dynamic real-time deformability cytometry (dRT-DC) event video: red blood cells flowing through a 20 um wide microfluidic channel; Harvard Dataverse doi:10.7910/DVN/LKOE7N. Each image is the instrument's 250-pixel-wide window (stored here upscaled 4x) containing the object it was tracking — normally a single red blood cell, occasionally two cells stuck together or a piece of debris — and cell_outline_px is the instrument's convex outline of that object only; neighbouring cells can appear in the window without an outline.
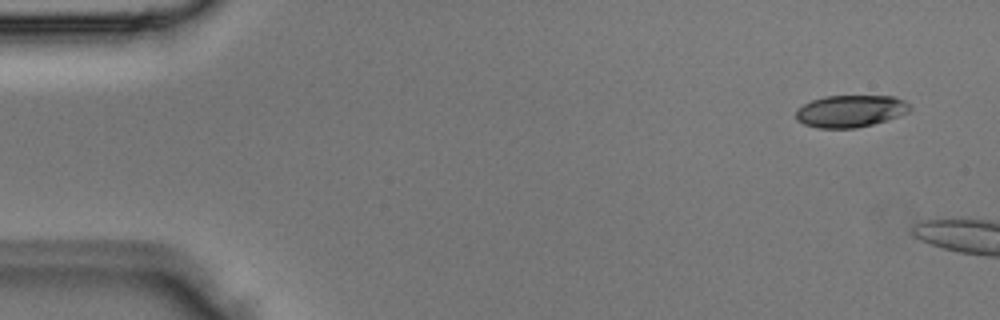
{"species": "Egyptian fruit bat (a non-hibernating species)", "species_latin": "Rousettus aegyptiacus", "temperature_condition": "room temperature", "stored_images_in_passage": 5, "camera_frame_rate_fps": 3000, "um_per_image_px": 0.085, "animal": {"sex": "male"}, "frame": {"image": 1, "passage_image": 1, "time_ms": 0.0, "image_size_px": [1000, 320], "cell_outline_px": [[912, 112], [888, 120], [856, 128], [816, 128], [804, 124], [796, 120], [796, 112], [804, 104], [812, 100], [824, 96], [896, 96], [904, 100], [912, 108]], "centroid_in_image_um": [72.34, 9.45], "position_along_channel_um": 12.7, "area_um2": 21.5}}